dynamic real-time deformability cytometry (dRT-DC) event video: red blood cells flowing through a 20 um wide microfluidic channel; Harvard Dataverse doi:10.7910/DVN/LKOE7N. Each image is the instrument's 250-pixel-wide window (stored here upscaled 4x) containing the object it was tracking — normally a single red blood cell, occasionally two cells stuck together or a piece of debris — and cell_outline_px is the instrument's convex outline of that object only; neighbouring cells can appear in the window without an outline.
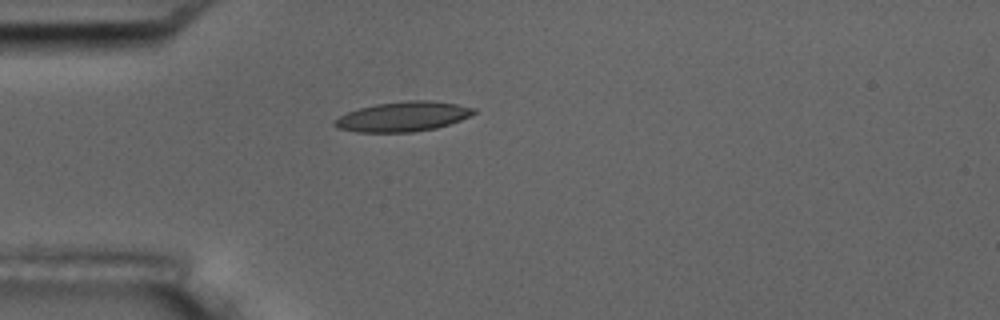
{"species": "common noctule bat (a hibernating species)", "species_latin": "Nyctalus noctula", "temperature_condition": "room temperature", "stored_images_in_passage": 2, "camera_frame_rate_fps": 3000, "um_per_image_px": 0.085, "animal": {"sex": "male", "body_mass_g": 17.5, "forearm_length_mm": 52.3}, "frame": {"image": 1, "passage_image": 1, "time_ms": 0.0, "image_size_px": [1000, 320], "cell_outline_px": [[476, 112], [460, 120], [436, 128], [412, 132], [356, 132], [336, 128], [332, 124], [332, 120], [348, 112], [360, 108], [376, 104], [408, 100], [428, 100], [456, 104], [476, 108]], "centroid_in_image_um": [34.21, 9.91], "position_along_channel_um": 50.8, "area_um2": 24.1}}